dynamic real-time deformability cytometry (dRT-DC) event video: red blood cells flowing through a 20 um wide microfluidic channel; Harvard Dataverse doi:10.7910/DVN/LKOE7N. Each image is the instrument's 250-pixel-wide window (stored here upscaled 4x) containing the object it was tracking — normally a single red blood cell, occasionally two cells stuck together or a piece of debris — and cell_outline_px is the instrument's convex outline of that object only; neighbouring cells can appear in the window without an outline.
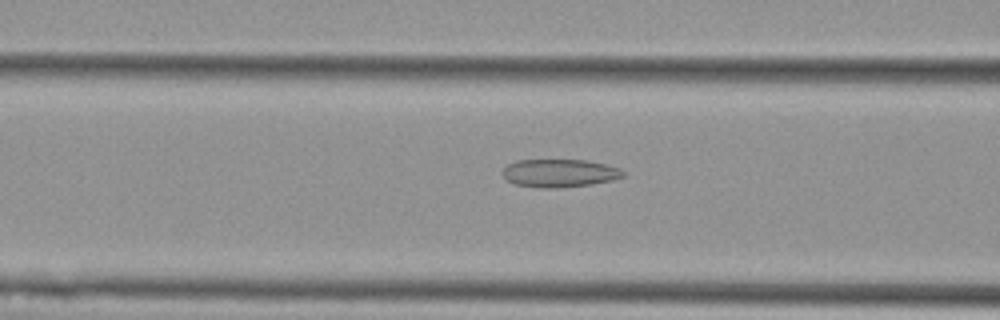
{"species": "Egyptian fruit bat (a non-hibernating species)", "species_latin": "Rousettus aegyptiacus", "temperature_condition": "cold", "stored_images_in_passage": 34, "camera_frame_rate_fps": 3000, "um_per_image_px": 0.085, "animal": {"sex": "female"}, "frame": {"image": 1, "passage_image": 6, "time_ms": 1.667, "image_size_px": [1000, 320], "cell_outline_px": [[624, 176], [612, 180], [592, 184], [556, 188], [544, 188], [516, 184], [508, 180], [500, 172], [508, 164], [516, 160], [588, 160], [620, 168], [624, 172]], "centroid_in_image_um": [47.56, 14.71], "position_along_channel_um": 119.0, "area_um2": 19.59}}
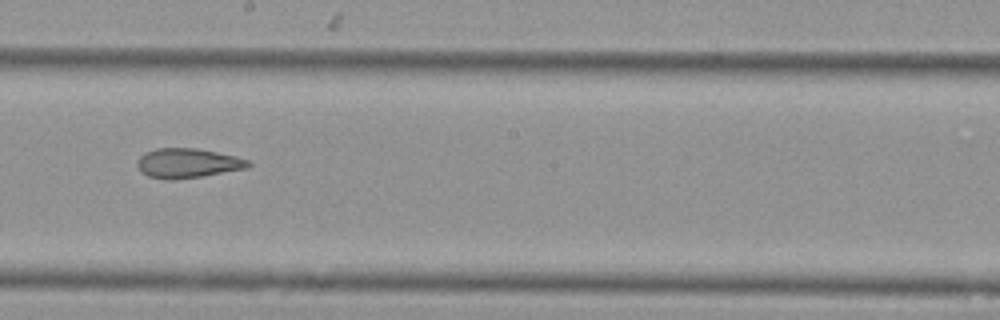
{"frame": {"image": 2, "passage_image": 15, "time_ms": 4.667, "image_size_px": [1000, 320], "cell_outline_px": [[252, 164], [248, 168], [200, 176], [172, 180], [148, 176], [140, 172], [136, 164], [140, 156], [144, 152], [156, 148], [196, 148], [236, 156], [248, 160]], "centroid_in_image_um": [15.93, 13.86], "position_along_channel_um": 232.3, "area_um2": 19.07}}
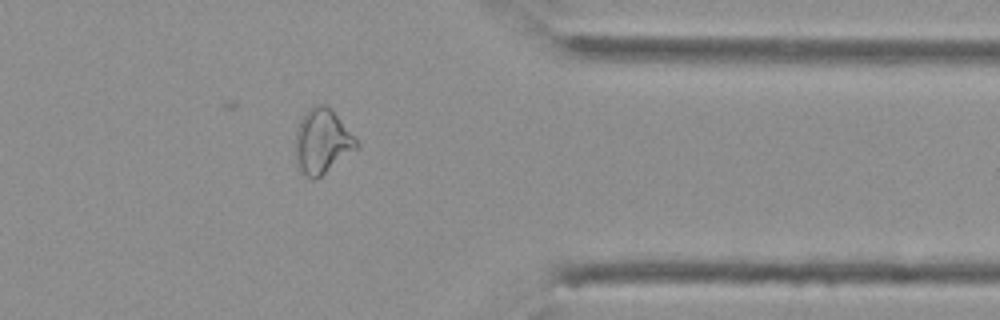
{"frame": {"image": 3, "passage_image": 28, "time_ms": 9.0, "image_size_px": [1000, 320], "cell_outline_px": [[360, 148], [316, 180], [312, 180], [300, 168], [296, 160], [296, 132], [300, 120], [304, 112], [316, 104], [324, 104], [332, 108], [360, 144]], "centroid_in_image_um": [27.43, 12.01], "position_along_channel_um": 384.0, "area_um2": 23.18}, "authors_computed_cell_mechanics": {"area_um2": 19.6231, "velocity_mm_per_s": 3.7867, "shape_relaxation_time_tau1_ms": null, "shape_relaxation_time_tau2_ms": 3.485, "deformation_change_tau1": null, "deformation_change_tau2": 0.1063}}